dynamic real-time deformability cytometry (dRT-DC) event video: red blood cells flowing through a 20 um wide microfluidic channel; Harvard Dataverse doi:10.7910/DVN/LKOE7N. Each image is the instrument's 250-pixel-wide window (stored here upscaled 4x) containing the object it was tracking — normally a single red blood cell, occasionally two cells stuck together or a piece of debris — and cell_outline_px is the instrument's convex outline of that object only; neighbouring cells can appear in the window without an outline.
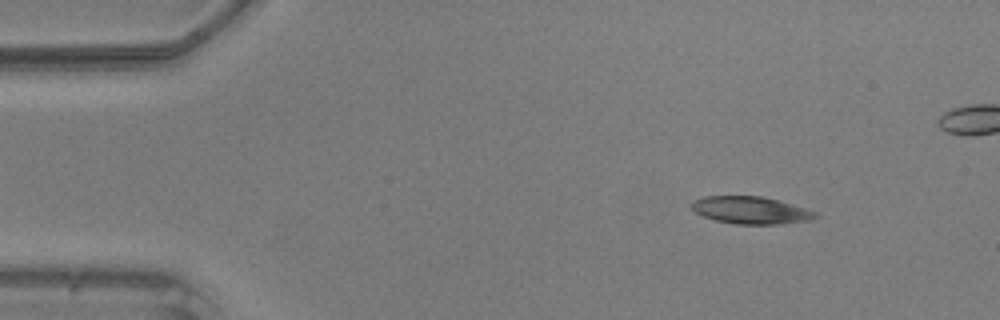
{"species": "common noctule bat (a hibernating species)", "species_latin": "Nyctalus noctula", "temperature_condition": "warm", "stored_images_in_passage": 44, "camera_frame_rate_fps": 3000, "um_per_image_px": 0.085, "animal": {"sex": "male", "body_mass_g": 20.5, "forearm_length_mm": 52.5}, "frame": {"image": 1, "passage_image": 1, "time_ms": 0.0, "image_size_px": [1000, 320], "cell_outline_px": [[820, 216], [812, 220], [780, 224], [736, 224], [716, 220], [704, 216], [696, 212], [692, 208], [692, 200], [704, 196], [764, 196], [820, 212]], "centroid_in_image_um": [63.89, 17.86], "position_along_channel_um": 21.1, "area_um2": 19.88}}
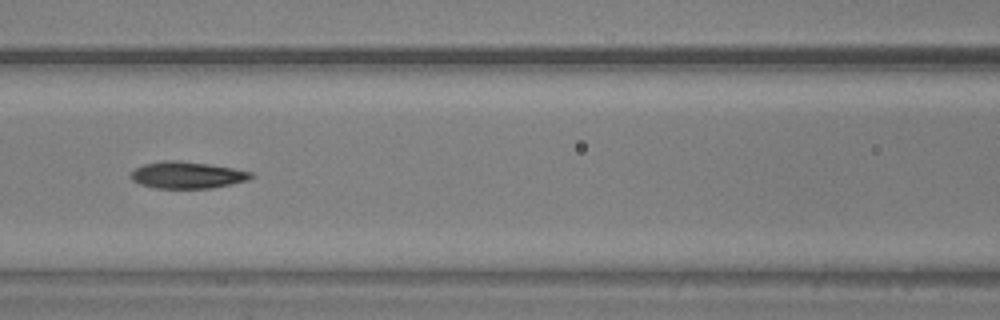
{"frame": {"image": 2, "passage_image": 16, "time_ms": 5.0, "image_size_px": [1000, 320], "cell_outline_px": [[256, 176], [248, 180], [212, 188], [156, 188], [140, 184], [132, 180], [132, 172], [136, 168], [144, 164], [164, 160], [176, 160], [208, 164], [232, 168], [252, 172]], "centroid_in_image_um": [15.93, 14.88], "position_along_channel_um": 150.7, "area_um2": 18.61}}
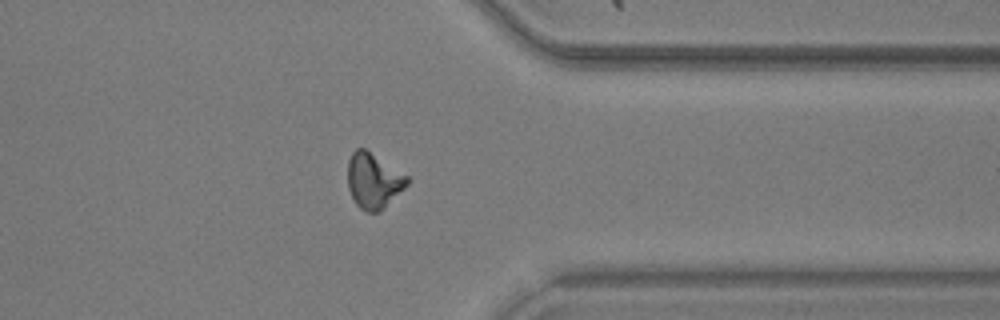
{"frame": {"image": 3, "passage_image": 33, "time_ms": 10.667, "image_size_px": [1000, 320], "cell_outline_px": [[412, 180], [380, 212], [368, 212], [360, 208], [356, 204], [348, 188], [348, 160], [352, 152], [356, 148], [364, 148], [408, 176]], "centroid_in_image_um": [31.75, 15.37], "position_along_channel_um": 379.6, "area_um2": 19.07}}